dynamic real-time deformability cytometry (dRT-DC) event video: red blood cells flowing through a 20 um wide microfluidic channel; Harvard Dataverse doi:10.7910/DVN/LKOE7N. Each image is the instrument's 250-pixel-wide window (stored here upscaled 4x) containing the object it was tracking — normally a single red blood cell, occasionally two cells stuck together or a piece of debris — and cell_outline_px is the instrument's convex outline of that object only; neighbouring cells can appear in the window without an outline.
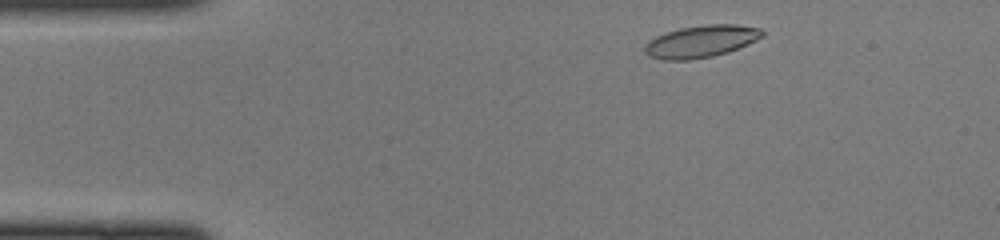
{"species": "common noctule bat (a hibernating species)", "species_latin": "Nyctalus noctula", "temperature_condition": "cold", "stored_images_in_passage": 42, "camera_frame_rate_fps": 3000, "um_per_image_px": 0.085, "animal": {"sex": "female", "body_mass_g": 22.0, "forearm_length_mm": 56.7}, "frame": {"image": 1, "passage_image": 3, "time_ms": 0.667, "image_size_px": [1000, 240], "cell_outline_px": [[764, 36], [748, 44], [728, 52], [712, 56], [688, 60], [660, 60], [648, 56], [644, 52], [644, 48], [648, 40], [656, 36], [680, 28], [704, 24], [736, 24], [760, 28], [764, 32]], "centroid_in_image_um": [59.58, 3.52], "position_along_channel_um": 25.4, "area_um2": 22.14}}
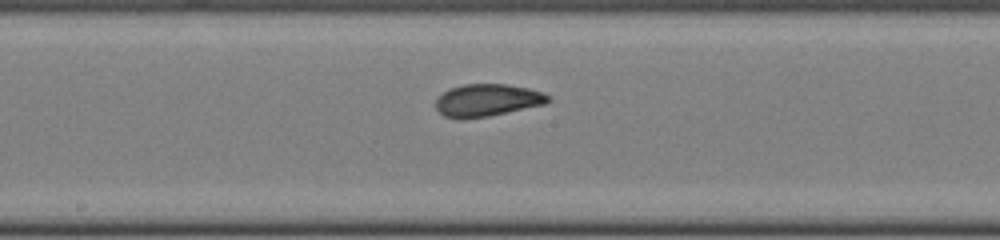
{"frame": {"image": 2, "passage_image": 20, "time_ms": 6.333, "image_size_px": [1000, 240], "cell_outline_px": [[552, 100], [544, 104], [488, 116], [464, 120], [460, 120], [444, 116], [436, 108], [436, 100], [448, 88], [464, 84], [508, 84], [528, 88], [544, 92], [552, 96]], "centroid_in_image_um": [41.43, 8.52], "position_along_channel_um": 206.8, "area_um2": 21.39}}
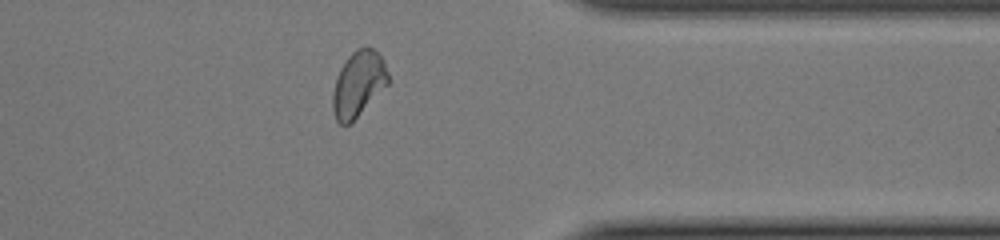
{"frame": {"image": 3, "passage_image": 33, "time_ms": 10.667, "image_size_px": [1000, 240], "cell_outline_px": [[392, 80], [352, 124], [340, 124], [336, 120], [332, 108], [332, 92], [340, 68], [348, 56], [356, 48], [364, 44], [368, 44], [384, 60]], "centroid_in_image_um": [30.49, 7.12], "position_along_channel_um": 380.9, "area_um2": 21.85}}